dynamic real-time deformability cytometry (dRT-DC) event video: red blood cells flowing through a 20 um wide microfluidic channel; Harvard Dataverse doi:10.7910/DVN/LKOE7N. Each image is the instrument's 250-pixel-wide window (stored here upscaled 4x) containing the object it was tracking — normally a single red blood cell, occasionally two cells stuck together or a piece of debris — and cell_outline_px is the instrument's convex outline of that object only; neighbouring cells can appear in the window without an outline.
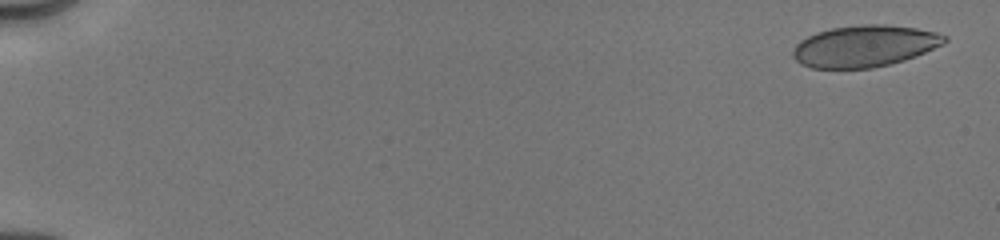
{"species": "human", "species_latin": "Homo sapiens", "temperature_condition": "cold", "stored_images_in_passage": 6, "camera_frame_rate_fps": 3000, "um_per_image_px": 0.085, "donor": {"sex": "male"}, "frame": {"image": 1, "passage_image": 1, "time_ms": 0.0, "image_size_px": [1000, 240], "cell_outline_px": [[948, 40], [944, 44], [916, 56], [904, 60], [872, 68], [812, 68], [800, 64], [792, 56], [792, 52], [796, 44], [800, 40], [816, 32], [832, 28], [860, 24], [884, 24], [916, 28], [936, 32], [948, 36]], "centroid_in_image_um": [73.49, 3.91], "position_along_channel_um": 11.5, "area_um2": 36.88}}